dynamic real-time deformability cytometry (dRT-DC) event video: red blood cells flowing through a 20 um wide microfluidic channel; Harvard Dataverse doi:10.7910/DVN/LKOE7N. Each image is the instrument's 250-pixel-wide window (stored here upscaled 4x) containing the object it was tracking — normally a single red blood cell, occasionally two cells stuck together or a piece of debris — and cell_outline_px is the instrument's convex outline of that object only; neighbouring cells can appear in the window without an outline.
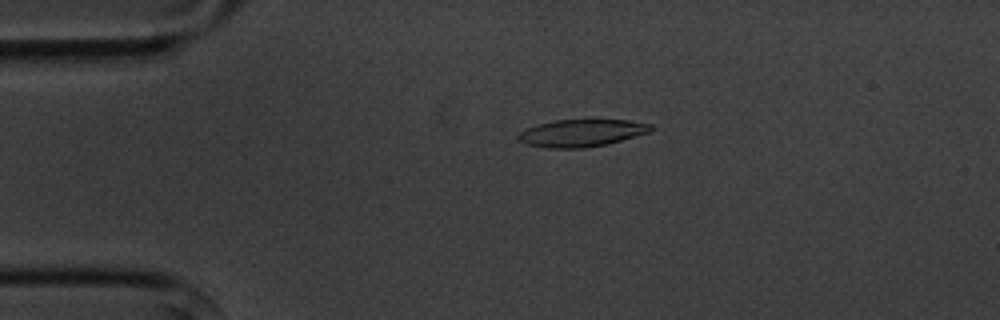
{"species": "common noctule bat (a hibernating species)", "species_latin": "Nyctalus noctula", "temperature_condition": "cold", "stored_images_in_passage": 4, "camera_frame_rate_fps": 3000, "um_per_image_px": 0.085, "animal": {"sex": "male", "body_mass_g": 20.1, "forearm_length_mm": 53.5}, "frame": {"image": 1, "passage_image": 3, "time_ms": 3.333, "image_size_px": [1000, 320], "cell_outline_px": [[656, 128], [648, 132], [608, 144], [584, 148], [548, 148], [528, 144], [516, 140], [516, 136], [520, 132], [536, 124], [556, 120], [628, 120], [652, 124]], "centroid_in_image_um": [49.43, 11.3], "position_along_channel_um": 35.6, "area_um2": 21.1}}